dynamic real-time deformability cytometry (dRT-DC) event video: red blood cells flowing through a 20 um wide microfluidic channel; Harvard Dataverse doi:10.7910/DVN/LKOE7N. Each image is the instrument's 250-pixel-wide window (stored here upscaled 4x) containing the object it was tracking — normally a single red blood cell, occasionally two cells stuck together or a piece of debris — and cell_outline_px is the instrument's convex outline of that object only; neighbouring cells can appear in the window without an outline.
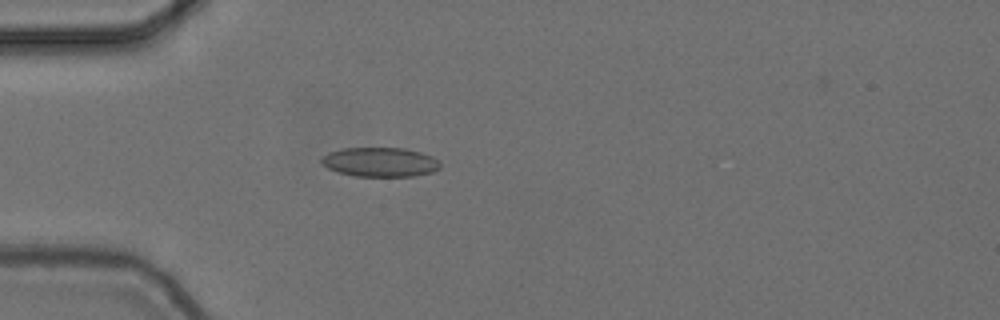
{"species": "common noctule bat (a hibernating species)", "species_latin": "Nyctalus noctula", "temperature_condition": "cold", "stored_images_in_passage": 54, "camera_frame_rate_fps": 3000, "um_per_image_px": 0.085, "animal": {"sex": "female", "body_mass_g": 24.6, "forearm_length_mm": 56.2}, "frame": {"image": 1, "passage_image": 15, "time_ms": 4.667, "image_size_px": [1000, 320], "cell_outline_px": [[440, 168], [432, 172], [412, 176], [356, 176], [340, 172], [328, 168], [320, 164], [320, 156], [328, 152], [344, 148], [404, 148], [420, 152], [432, 156], [440, 164]], "centroid_in_image_um": [32.26, 13.77], "position_along_channel_um": 52.7, "area_um2": 20.29}}
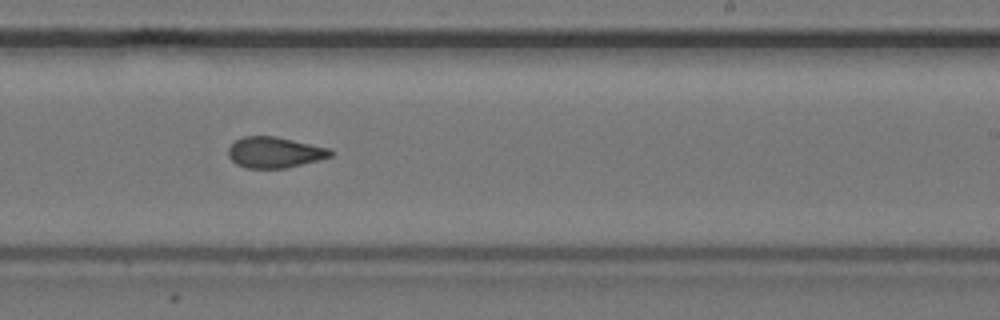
{"frame": {"image": 2, "passage_image": 33, "time_ms": 10.667, "image_size_px": [1000, 320], "cell_outline_px": [[332, 156], [284, 168], [248, 168], [236, 164], [228, 156], [228, 148], [236, 140], [244, 136], [276, 136], [332, 148]], "centroid_in_image_um": [23.34, 12.94], "position_along_channel_um": 265.7, "area_um2": 18.32}}
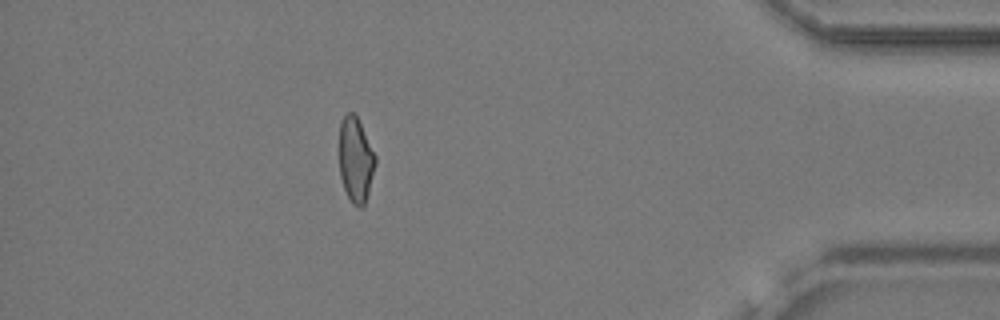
{"frame": {"image": 3, "passage_image": 48, "time_ms": 15.667, "image_size_px": [1000, 320], "cell_outline_px": [[376, 164], [368, 192], [364, 204], [360, 208], [352, 204], [344, 188], [340, 176], [340, 124], [344, 116], [348, 112], [352, 112], [356, 116], [376, 156]], "centroid_in_image_um": [30.23, 13.6], "position_along_channel_um": 405.0, "area_um2": 17.51}, "authors_computed_cell_mechanics": {"area_um2": 19.1607, "velocity_mm_per_s": 3.7103, "shape_relaxation_time_tau1_ms": 9.9574, "shape_relaxation_time_tau2_ms": 2.21, "deformation_change_tau1": 0.1488, "deformation_change_tau2": 0.0836}}